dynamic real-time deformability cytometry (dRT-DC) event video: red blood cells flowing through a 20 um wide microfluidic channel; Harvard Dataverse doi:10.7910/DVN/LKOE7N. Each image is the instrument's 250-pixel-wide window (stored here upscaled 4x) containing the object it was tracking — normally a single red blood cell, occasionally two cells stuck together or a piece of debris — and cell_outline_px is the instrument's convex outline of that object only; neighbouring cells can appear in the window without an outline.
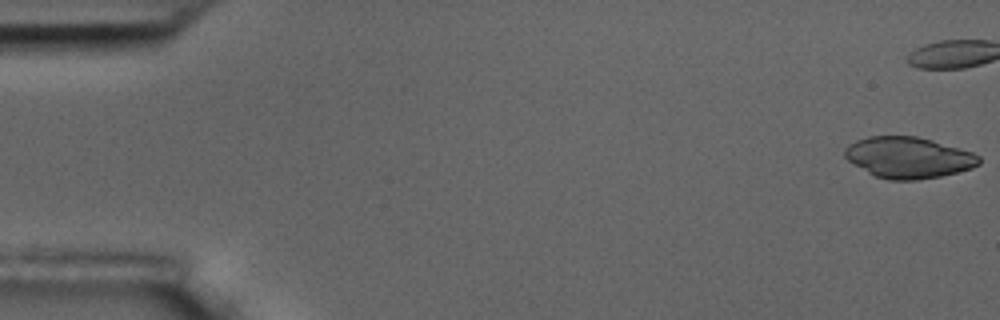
{"species": "common noctule bat (a hibernating species)", "species_latin": "Nyctalus noctula", "temperature_condition": "room temperature", "stored_images_in_passage": 6, "camera_frame_rate_fps": 3000, "um_per_image_px": 0.085, "animal": {"sex": "male", "body_mass_g": 17.5, "forearm_length_mm": 52.3}, "frame": {"image": 1, "passage_image": 1, "time_ms": 0.0, "image_size_px": [1000, 320], "cell_outline_px": [[980, 164], [972, 168], [940, 176], [916, 180], [888, 180], [876, 176], [868, 172], [848, 160], [844, 156], [844, 148], [848, 144], [856, 140], [868, 136], [916, 136], [932, 140], [972, 152], [980, 156]], "centroid_in_image_um": [77.2, 13.38], "position_along_channel_um": 7.8, "area_um2": 32.08}}